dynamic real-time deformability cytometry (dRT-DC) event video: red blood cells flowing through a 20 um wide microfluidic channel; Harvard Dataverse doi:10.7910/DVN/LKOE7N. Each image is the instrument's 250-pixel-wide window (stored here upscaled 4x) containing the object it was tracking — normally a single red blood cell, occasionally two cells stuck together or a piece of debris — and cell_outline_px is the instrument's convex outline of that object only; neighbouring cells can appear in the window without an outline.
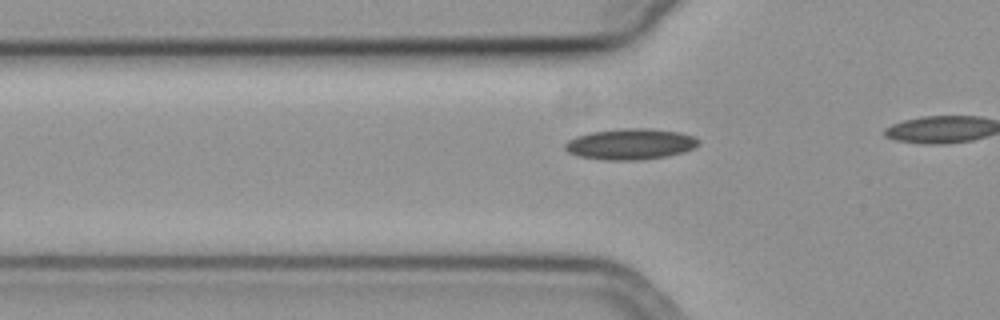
{"species": "common noctule bat (a hibernating species)", "species_latin": "Nyctalus noctula", "temperature_condition": "cold", "stored_images_in_passage": 16, "camera_frame_rate_fps": 3000, "um_per_image_px": 0.085, "animal": {"sex": "female", "body_mass_g": 19.3, "forearm_length_mm": 54.1}, "frame": {"image": 1, "passage_image": 10, "time_ms": 3.0, "image_size_px": [1000, 320], "cell_outline_px": [[700, 144], [684, 152], [668, 156], [640, 160], [604, 160], [580, 156], [568, 152], [564, 148], [564, 144], [568, 140], [576, 136], [592, 132], [624, 128], [648, 128], [680, 132], [692, 136], [700, 140]], "centroid_in_image_um": [53.6, 12.25], "position_along_channel_um": 72.2, "area_um2": 24.1}}
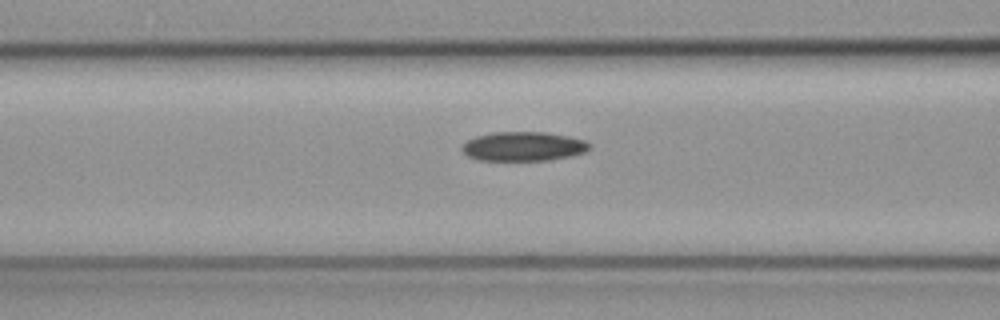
{"frame": {"image": 2, "passage_image": 14, "time_ms": 4.333, "image_size_px": [1000, 320], "cell_outline_px": [[592, 148], [584, 152], [572, 156], [548, 160], [476, 160], [468, 156], [460, 148], [468, 140], [476, 136], [492, 132], [544, 132], [568, 136], [584, 140], [592, 144]], "centroid_in_image_um": [44.51, 12.44], "position_along_channel_um": 122.1, "area_um2": 21.79}}